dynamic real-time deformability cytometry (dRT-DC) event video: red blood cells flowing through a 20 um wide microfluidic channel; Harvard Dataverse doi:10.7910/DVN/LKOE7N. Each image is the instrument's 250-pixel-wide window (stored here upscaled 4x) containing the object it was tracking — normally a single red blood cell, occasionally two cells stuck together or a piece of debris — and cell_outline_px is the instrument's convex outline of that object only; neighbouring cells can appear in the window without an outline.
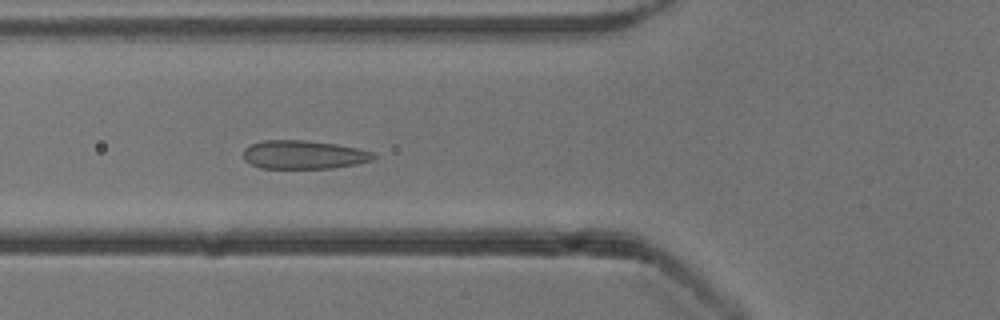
{"species": "common noctule bat (a hibernating species)", "species_latin": "Nyctalus noctula", "temperature_condition": "cold", "stored_images_in_passage": 40, "camera_frame_rate_fps": 3000, "um_per_image_px": 0.085, "animal": {"sex": "male", "body_mass_g": 13.3}, "frame": {"image": 1, "passage_image": 6, "time_ms": 1.667, "image_size_px": [1000, 320], "cell_outline_px": [[376, 156], [372, 160], [356, 164], [328, 168], [260, 168], [244, 160], [244, 148], [252, 144], [264, 140], [304, 140], [336, 144], [360, 148], [376, 152]], "centroid_in_image_um": [25.85, 13.14], "position_along_channel_um": 100.0, "area_um2": 21.68}}
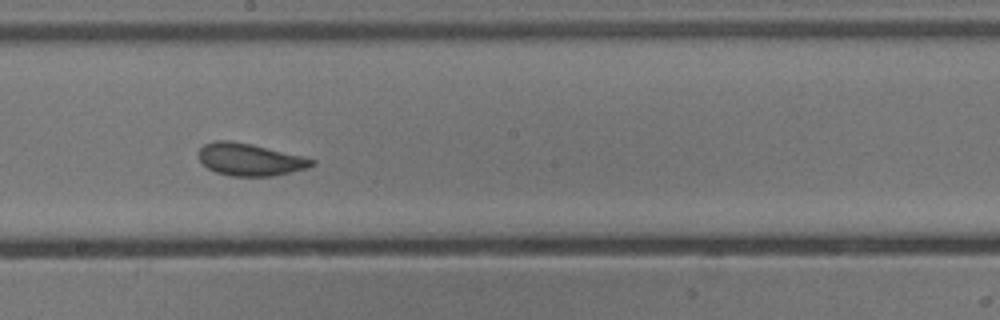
{"frame": {"image": 2, "passage_image": 16, "time_ms": 5.0, "image_size_px": [1000, 320], "cell_outline_px": [[316, 164], [308, 168], [272, 176], [232, 176], [216, 172], [208, 168], [200, 160], [196, 152], [204, 144], [216, 140], [228, 140], [252, 144], [316, 160]], "centroid_in_image_um": [21.21, 13.56], "position_along_channel_um": 227.0, "area_um2": 21.21}}
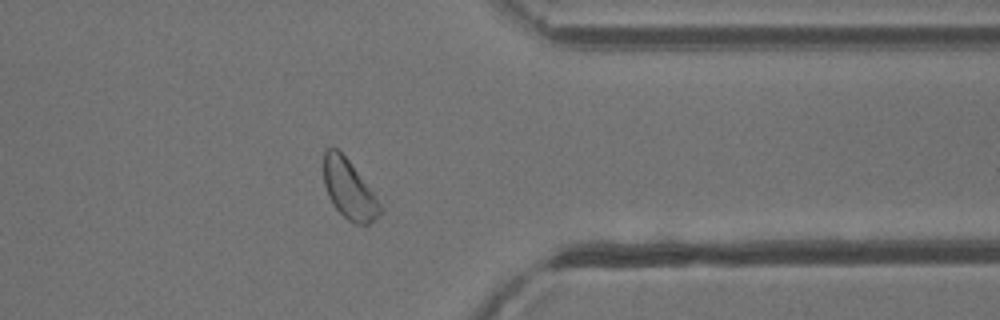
{"frame": {"image": 3, "passage_image": 29, "time_ms": 9.333, "image_size_px": [1000, 320], "cell_outline_px": [[384, 208], [368, 224], [356, 224], [348, 220], [332, 204], [328, 196], [324, 184], [324, 148], [336, 148], [348, 160], [376, 196]], "centroid_in_image_um": [29.65, 16.1], "position_along_channel_um": 381.7, "area_um2": 19.13}, "authors_computed_cell_mechanics": {"area_um2": 21.5016, "velocity_mm_per_s": 3.7979, "shape_relaxation_time_tau1_ms": 3.5064, "shape_relaxation_time_tau2_ms": 0.756, "deformation_change_tau1": 0.0969, "deformation_change_tau2": 0.0556}}